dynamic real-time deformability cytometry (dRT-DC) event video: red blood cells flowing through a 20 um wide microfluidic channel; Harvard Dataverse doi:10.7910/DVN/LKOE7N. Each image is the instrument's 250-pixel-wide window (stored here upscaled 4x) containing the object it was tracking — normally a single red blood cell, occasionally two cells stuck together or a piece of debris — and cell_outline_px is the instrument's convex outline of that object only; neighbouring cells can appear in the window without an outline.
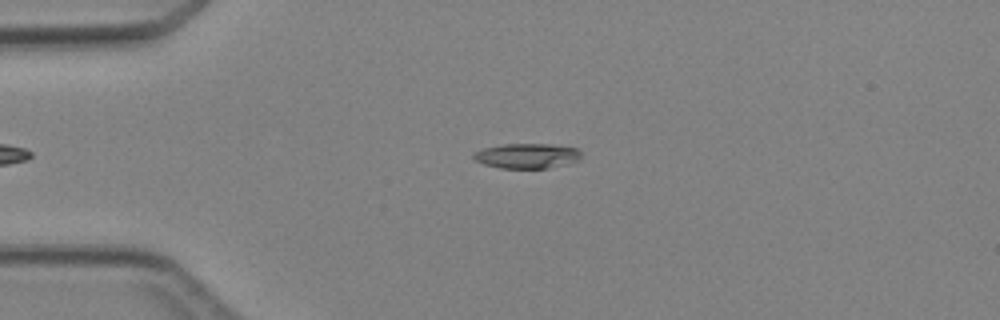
{"species": "Egyptian fruit bat (a non-hibernating species)", "species_latin": "Rousettus aegyptiacus", "temperature_condition": "cold", "stored_images_in_passage": 3, "camera_frame_rate_fps": 3000, "um_per_image_px": 0.085, "animal": {"sex": "female"}, "frame": {"image": 1, "passage_image": 1, "time_ms": 0.0, "image_size_px": [1000, 320], "cell_outline_px": [[580, 160], [568, 164], [548, 168], [500, 168], [484, 164], [476, 160], [472, 156], [476, 152], [484, 148], [504, 144], [552, 144], [576, 148], [580, 152]], "centroid_in_image_um": [44.83, 13.25], "position_along_channel_um": 40.2, "area_um2": 15.61}}
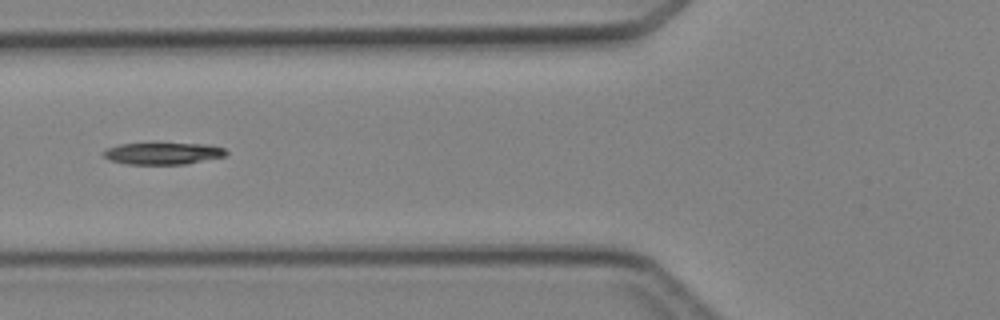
{"frame": {"image": 2, "passage_image": 3, "time_ms": 2.333, "image_size_px": [1000, 320], "cell_outline_px": [[228, 152], [224, 156], [188, 164], [124, 164], [108, 160], [104, 156], [104, 152], [108, 148], [120, 144], [208, 144], [224, 148]], "centroid_in_image_um": [13.86, 13.05], "position_along_channel_um": 111.9, "area_um2": 15.43}}